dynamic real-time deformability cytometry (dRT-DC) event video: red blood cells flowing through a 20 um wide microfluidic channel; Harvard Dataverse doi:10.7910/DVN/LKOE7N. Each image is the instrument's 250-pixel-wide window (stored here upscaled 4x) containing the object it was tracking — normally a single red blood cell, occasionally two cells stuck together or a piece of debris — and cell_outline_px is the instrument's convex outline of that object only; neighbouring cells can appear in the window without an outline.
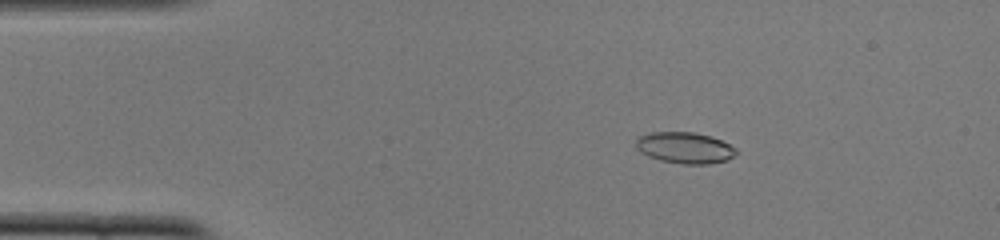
{"species": "common noctule bat (a hibernating species)", "species_latin": "Nyctalus noctula", "temperature_condition": "cold", "stored_images_in_passage": 52, "camera_frame_rate_fps": 3000, "um_per_image_px": 0.085, "animal": {"sex": "female", "body_mass_g": 22.0, "forearm_length_mm": 56.7}, "frame": {"image": 1, "passage_image": 9, "time_ms": 2.667, "image_size_px": [1000, 240], "cell_outline_px": [[736, 156], [728, 160], [708, 164], [680, 164], [660, 160], [648, 156], [640, 152], [636, 148], [636, 140], [640, 136], [648, 132], [692, 132], [712, 136], [736, 148]], "centroid_in_image_um": [58.21, 12.56], "position_along_channel_um": 26.8, "area_um2": 18.38}}
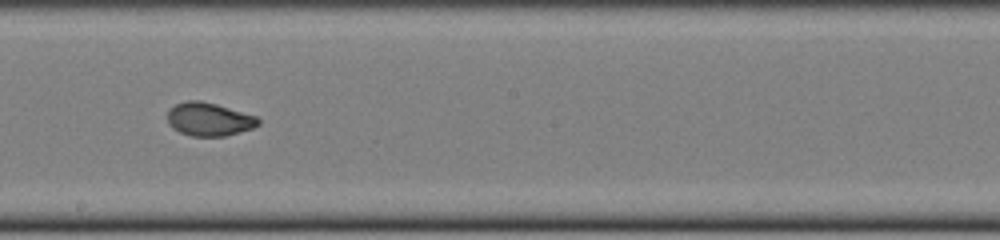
{"frame": {"image": 2, "passage_image": 29, "time_ms": 9.333, "image_size_px": [1000, 240], "cell_outline_px": [[260, 124], [252, 128], [224, 136], [192, 136], [180, 132], [172, 128], [168, 124], [168, 108], [176, 104], [188, 100], [200, 100], [216, 104], [256, 116], [260, 120]], "centroid_in_image_um": [17.74, 10.13], "position_along_channel_um": 230.5, "area_um2": 17.57}}
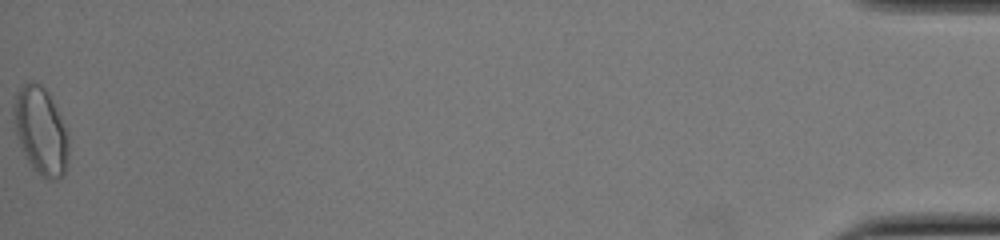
{"frame": {"image": 3, "passage_image": 52, "time_ms": 17.0, "image_size_px": [1000, 240], "cell_outline_px": [[68, 152], [64, 172], [60, 180], [48, 180], [40, 176], [32, 168], [16, 136], [12, 120], [12, 104], [16, 92], [28, 80], [32, 80], [40, 84], [48, 92], [60, 116], [68, 136]], "centroid_in_image_um": [3.42, 11.11], "position_along_channel_um": 431.8, "area_um2": 28.15}, "authors_computed_cell_mechanics": {"area_um2": 17.918, "velocity_mm_per_s": 3.9109, "shape_relaxation_time_tau1_ms": 6.4528, "shape_relaxation_time_tau2_ms": 1.0109, "deformation_change_tau1": 0.1706, "deformation_change_tau2": 0.0495}}